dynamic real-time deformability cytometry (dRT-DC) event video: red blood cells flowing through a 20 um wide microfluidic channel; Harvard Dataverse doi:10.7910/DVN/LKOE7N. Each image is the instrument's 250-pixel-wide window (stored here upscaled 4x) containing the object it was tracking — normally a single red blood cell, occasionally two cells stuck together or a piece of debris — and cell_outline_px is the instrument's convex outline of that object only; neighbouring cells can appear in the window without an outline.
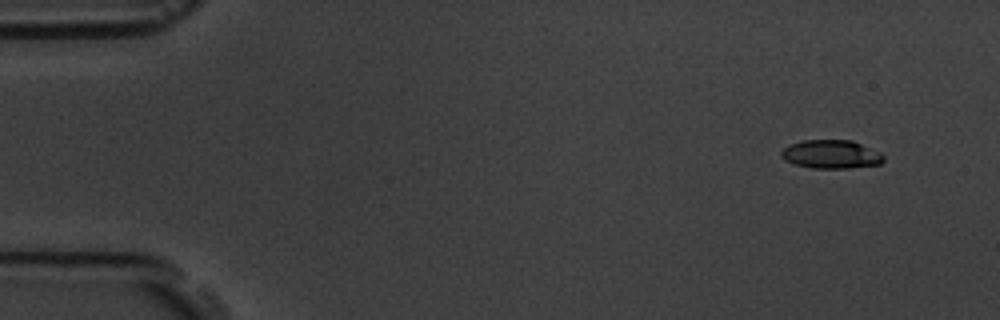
{"species": "common noctule bat (a hibernating species)", "species_latin": "Nyctalus noctula", "temperature_condition": "room temperature", "stored_images_in_passage": 10, "camera_frame_rate_fps": 3000, "um_per_image_px": 0.085, "animal": {"sex": "male", "body_mass_g": 19.5, "forearm_length_mm": 54.6}, "frame": {"image": 1, "passage_image": 1, "time_ms": 0.0, "image_size_px": [1000, 320], "cell_outline_px": [[884, 160], [880, 164], [848, 168], [812, 168], [796, 164], [784, 160], [780, 156], [780, 152], [788, 144], [804, 140], [852, 140], [880, 152], [884, 156]], "centroid_in_image_um": [70.63, 13.11], "position_along_channel_um": 14.4, "area_um2": 17.05}}
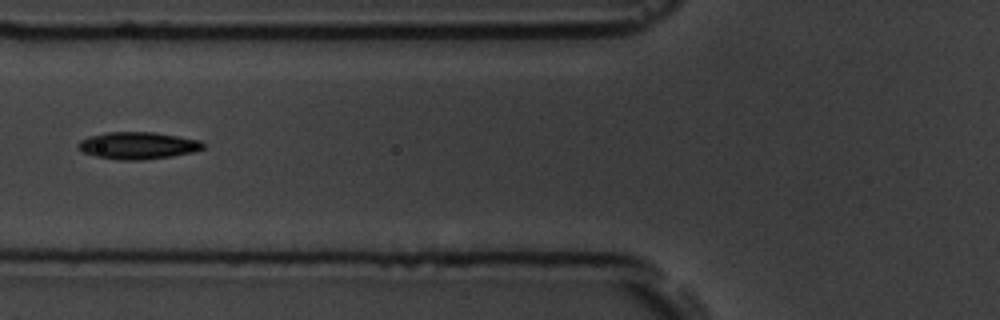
{"frame": {"image": 2, "passage_image": 6, "time_ms": 6.0, "image_size_px": [1000, 320], "cell_outline_px": [[204, 148], [192, 152], [172, 156], [140, 160], [120, 160], [96, 156], [84, 152], [76, 148], [76, 144], [80, 140], [88, 136], [108, 132], [152, 132], [200, 140], [204, 144]], "centroid_in_image_um": [11.67, 12.37], "position_along_channel_um": 114.1, "area_um2": 19.65}}
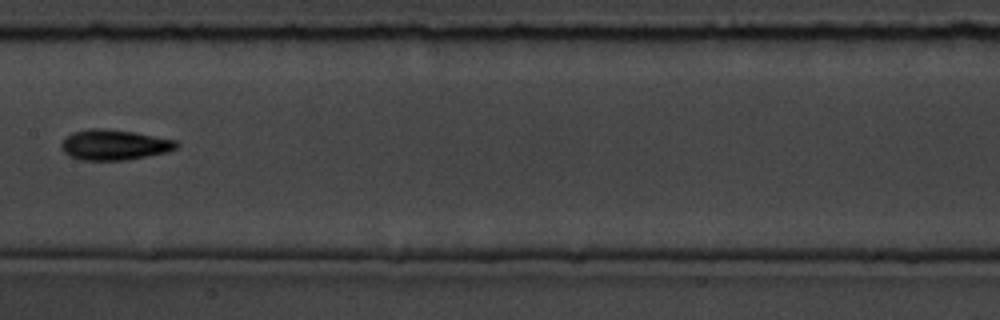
{"frame": {"image": 3, "passage_image": 8, "time_ms": 8.333, "image_size_px": [1000, 320], "cell_outline_px": [[180, 144], [176, 148], [164, 152], [148, 156], [124, 160], [80, 160], [68, 156], [64, 152], [60, 144], [72, 132], [88, 128], [104, 128], [136, 132], [176, 140]], "centroid_in_image_um": [9.7, 12.3], "position_along_channel_um": 197.7, "area_um2": 20.46}}